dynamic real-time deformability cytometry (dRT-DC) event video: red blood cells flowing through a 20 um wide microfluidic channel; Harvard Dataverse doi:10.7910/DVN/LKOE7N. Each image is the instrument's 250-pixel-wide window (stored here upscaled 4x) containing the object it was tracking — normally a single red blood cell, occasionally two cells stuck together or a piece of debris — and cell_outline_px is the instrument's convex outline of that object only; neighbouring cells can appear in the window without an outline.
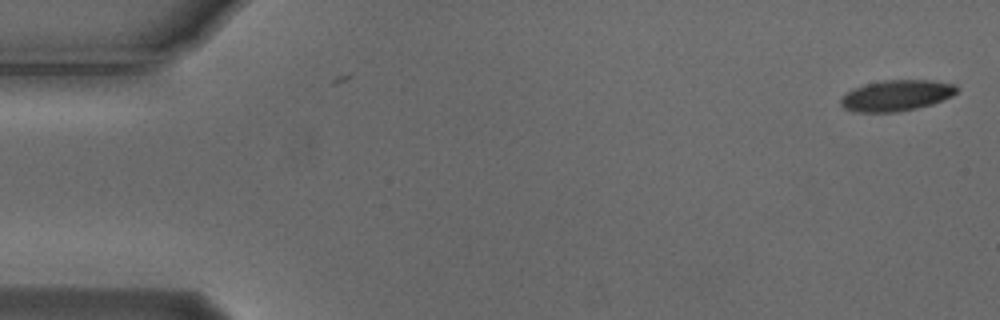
{"species": "Egyptian fruit bat (a non-hibernating species)", "species_latin": "Rousettus aegyptiacus", "temperature_condition": "cold", "stored_images_in_passage": 2, "camera_frame_rate_fps": 3000, "um_per_image_px": 0.085, "animal": {"sex": "male"}, "frame": {"image": 1, "passage_image": 1, "time_ms": 0.0, "image_size_px": [1000, 320], "cell_outline_px": [[960, 88], [952, 96], [932, 104], [916, 108], [896, 112], [856, 112], [844, 108], [840, 104], [840, 96], [852, 88], [864, 84], [884, 80], [932, 80], [956, 84]], "centroid_in_image_um": [76.18, 8.11], "position_along_channel_um": 8.8, "area_um2": 21.15}}